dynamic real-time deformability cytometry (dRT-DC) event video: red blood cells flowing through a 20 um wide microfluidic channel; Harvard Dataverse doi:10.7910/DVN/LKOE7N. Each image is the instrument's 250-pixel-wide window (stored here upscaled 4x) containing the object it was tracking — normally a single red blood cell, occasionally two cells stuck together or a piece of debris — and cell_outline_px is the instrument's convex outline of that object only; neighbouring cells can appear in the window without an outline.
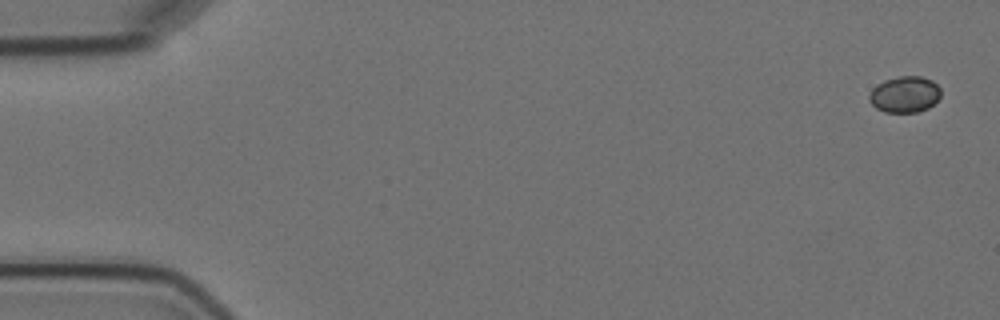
{"species": "Egyptian fruit bat (a non-hibernating species)", "species_latin": "Rousettus aegyptiacus", "temperature_condition": "cold", "stored_images_in_passage": 5, "camera_frame_rate_fps": 3000, "um_per_image_px": 0.085, "animal": {"sex": "female"}, "frame": {"image": 1, "passage_image": 1, "time_ms": 0.0, "image_size_px": [1000, 320], "cell_outline_px": [[940, 96], [928, 108], [916, 112], [884, 112], [876, 108], [868, 100], [868, 96], [872, 88], [876, 84], [884, 80], [900, 76], [920, 76], [932, 80], [940, 88]], "centroid_in_image_um": [76.87, 8.02], "position_along_channel_um": 8.1, "area_um2": 15.14}}
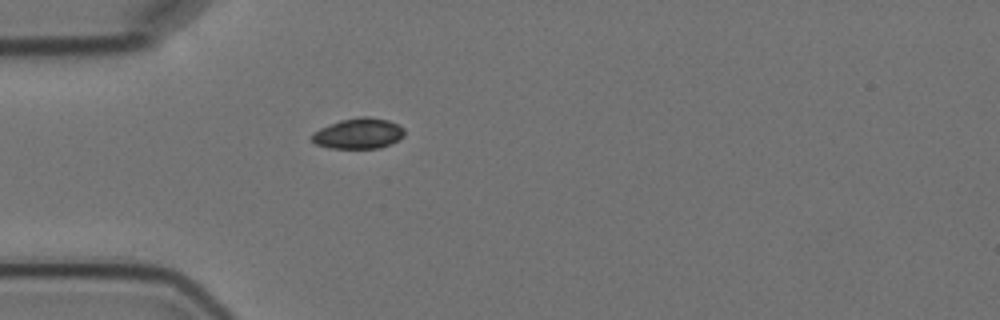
{"frame": {"image": 2, "passage_image": 5, "time_ms": 5.0, "image_size_px": [1000, 320], "cell_outline_px": [[404, 136], [392, 144], [380, 148], [328, 148], [316, 144], [312, 140], [312, 132], [320, 128], [340, 120], [360, 116], [368, 116], [388, 120], [404, 128]], "centroid_in_image_um": [30.48, 11.35], "position_along_channel_um": 54.5, "area_um2": 16.59}}